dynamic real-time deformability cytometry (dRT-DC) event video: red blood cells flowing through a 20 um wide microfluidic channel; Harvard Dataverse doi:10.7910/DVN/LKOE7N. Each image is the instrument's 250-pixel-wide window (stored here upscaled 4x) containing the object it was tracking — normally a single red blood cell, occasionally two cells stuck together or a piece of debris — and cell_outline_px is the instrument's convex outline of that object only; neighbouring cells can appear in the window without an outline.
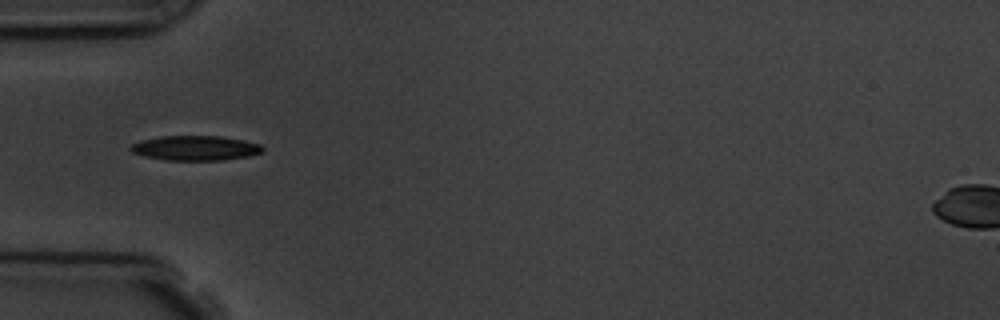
{"species": "common noctule bat (a hibernating species)", "species_latin": "Nyctalus noctula", "temperature_condition": "room temperature", "stored_images_in_passage": 9, "camera_frame_rate_fps": 3000, "um_per_image_px": 0.085, "animal": {"sex": "male", "body_mass_g": 19.5, "forearm_length_mm": 54.6}, "frame": {"image": 1, "passage_image": 6, "time_ms": 5.667, "image_size_px": [1000, 320], "cell_outline_px": [[264, 152], [248, 156], [224, 160], [164, 160], [144, 156], [132, 152], [128, 148], [132, 144], [140, 140], [160, 136], [216, 136], [240, 140], [260, 144], [264, 148]], "centroid_in_image_um": [16.57, 12.59], "position_along_channel_um": 68.4, "area_um2": 19.02}}